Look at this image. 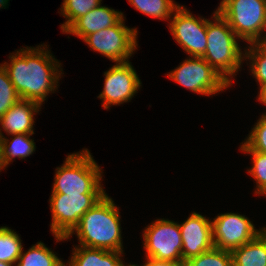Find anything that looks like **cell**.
I'll list each match as a JSON object with an SVG mask.
<instances>
[{"instance_id": "cell-1", "label": "cell", "mask_w": 266, "mask_h": 266, "mask_svg": "<svg viewBox=\"0 0 266 266\" xmlns=\"http://www.w3.org/2000/svg\"><path fill=\"white\" fill-rule=\"evenodd\" d=\"M45 46L22 48L9 56L11 63L3 64L20 99L40 105L57 89L62 74V68L58 70L61 67L59 61Z\"/></svg>"}, {"instance_id": "cell-2", "label": "cell", "mask_w": 266, "mask_h": 266, "mask_svg": "<svg viewBox=\"0 0 266 266\" xmlns=\"http://www.w3.org/2000/svg\"><path fill=\"white\" fill-rule=\"evenodd\" d=\"M119 207L107 194L80 218L73 233L78 237L79 246L123 252Z\"/></svg>"}, {"instance_id": "cell-3", "label": "cell", "mask_w": 266, "mask_h": 266, "mask_svg": "<svg viewBox=\"0 0 266 266\" xmlns=\"http://www.w3.org/2000/svg\"><path fill=\"white\" fill-rule=\"evenodd\" d=\"M213 18L214 22L207 19V46L202 57L232 85L231 78L241 68L244 53L236 41L239 38L217 10Z\"/></svg>"}, {"instance_id": "cell-4", "label": "cell", "mask_w": 266, "mask_h": 266, "mask_svg": "<svg viewBox=\"0 0 266 266\" xmlns=\"http://www.w3.org/2000/svg\"><path fill=\"white\" fill-rule=\"evenodd\" d=\"M102 173L88 149L70 154L56 169L52 193L106 194L101 185Z\"/></svg>"}, {"instance_id": "cell-5", "label": "cell", "mask_w": 266, "mask_h": 266, "mask_svg": "<svg viewBox=\"0 0 266 266\" xmlns=\"http://www.w3.org/2000/svg\"><path fill=\"white\" fill-rule=\"evenodd\" d=\"M217 11L239 39L266 40V0H222Z\"/></svg>"}, {"instance_id": "cell-6", "label": "cell", "mask_w": 266, "mask_h": 266, "mask_svg": "<svg viewBox=\"0 0 266 266\" xmlns=\"http://www.w3.org/2000/svg\"><path fill=\"white\" fill-rule=\"evenodd\" d=\"M106 194H74L52 193L49 199L52 212L51 232L57 242L66 237L78 225L80 218Z\"/></svg>"}, {"instance_id": "cell-7", "label": "cell", "mask_w": 266, "mask_h": 266, "mask_svg": "<svg viewBox=\"0 0 266 266\" xmlns=\"http://www.w3.org/2000/svg\"><path fill=\"white\" fill-rule=\"evenodd\" d=\"M167 77L188 90L205 96L215 95L230 86L203 57L184 60Z\"/></svg>"}, {"instance_id": "cell-8", "label": "cell", "mask_w": 266, "mask_h": 266, "mask_svg": "<svg viewBox=\"0 0 266 266\" xmlns=\"http://www.w3.org/2000/svg\"><path fill=\"white\" fill-rule=\"evenodd\" d=\"M125 17L116 25L88 35L83 41L93 50L116 63L129 62V58L137 49L136 28L125 26Z\"/></svg>"}, {"instance_id": "cell-9", "label": "cell", "mask_w": 266, "mask_h": 266, "mask_svg": "<svg viewBox=\"0 0 266 266\" xmlns=\"http://www.w3.org/2000/svg\"><path fill=\"white\" fill-rule=\"evenodd\" d=\"M146 257L182 263V235L179 224L157 219L143 231Z\"/></svg>"}, {"instance_id": "cell-10", "label": "cell", "mask_w": 266, "mask_h": 266, "mask_svg": "<svg viewBox=\"0 0 266 266\" xmlns=\"http://www.w3.org/2000/svg\"><path fill=\"white\" fill-rule=\"evenodd\" d=\"M174 12L169 24L173 38L190 57H202L207 46V19L196 18L180 5Z\"/></svg>"}, {"instance_id": "cell-11", "label": "cell", "mask_w": 266, "mask_h": 266, "mask_svg": "<svg viewBox=\"0 0 266 266\" xmlns=\"http://www.w3.org/2000/svg\"><path fill=\"white\" fill-rule=\"evenodd\" d=\"M211 224L214 247L230 252L254 239L264 229H255L247 217L231 212L218 215Z\"/></svg>"}, {"instance_id": "cell-12", "label": "cell", "mask_w": 266, "mask_h": 266, "mask_svg": "<svg viewBox=\"0 0 266 266\" xmlns=\"http://www.w3.org/2000/svg\"><path fill=\"white\" fill-rule=\"evenodd\" d=\"M130 63H116L104 72V88L98 96L103 101V108L129 102L141 87V81Z\"/></svg>"}, {"instance_id": "cell-13", "label": "cell", "mask_w": 266, "mask_h": 266, "mask_svg": "<svg viewBox=\"0 0 266 266\" xmlns=\"http://www.w3.org/2000/svg\"><path fill=\"white\" fill-rule=\"evenodd\" d=\"M182 263L214 247L211 220L193 212L182 224Z\"/></svg>"}, {"instance_id": "cell-14", "label": "cell", "mask_w": 266, "mask_h": 266, "mask_svg": "<svg viewBox=\"0 0 266 266\" xmlns=\"http://www.w3.org/2000/svg\"><path fill=\"white\" fill-rule=\"evenodd\" d=\"M123 17L121 11L100 5L78 18L64 33L76 35L84 40L92 33L116 25Z\"/></svg>"}, {"instance_id": "cell-15", "label": "cell", "mask_w": 266, "mask_h": 266, "mask_svg": "<svg viewBox=\"0 0 266 266\" xmlns=\"http://www.w3.org/2000/svg\"><path fill=\"white\" fill-rule=\"evenodd\" d=\"M41 105L25 99L18 100L2 117L0 125L9 134H34V115Z\"/></svg>"}, {"instance_id": "cell-16", "label": "cell", "mask_w": 266, "mask_h": 266, "mask_svg": "<svg viewBox=\"0 0 266 266\" xmlns=\"http://www.w3.org/2000/svg\"><path fill=\"white\" fill-rule=\"evenodd\" d=\"M122 253L78 245L73 248L70 262L65 266H124L120 258Z\"/></svg>"}, {"instance_id": "cell-17", "label": "cell", "mask_w": 266, "mask_h": 266, "mask_svg": "<svg viewBox=\"0 0 266 266\" xmlns=\"http://www.w3.org/2000/svg\"><path fill=\"white\" fill-rule=\"evenodd\" d=\"M231 253L233 266H266V228Z\"/></svg>"}, {"instance_id": "cell-18", "label": "cell", "mask_w": 266, "mask_h": 266, "mask_svg": "<svg viewBox=\"0 0 266 266\" xmlns=\"http://www.w3.org/2000/svg\"><path fill=\"white\" fill-rule=\"evenodd\" d=\"M0 128V136L2 142L3 157L5 167L9 165L15 157L25 159L30 156L36 149L34 140L30 139L33 134H12L14 139L9 142L8 139L2 134Z\"/></svg>"}, {"instance_id": "cell-19", "label": "cell", "mask_w": 266, "mask_h": 266, "mask_svg": "<svg viewBox=\"0 0 266 266\" xmlns=\"http://www.w3.org/2000/svg\"><path fill=\"white\" fill-rule=\"evenodd\" d=\"M22 252L16 266H65L56 254L47 248L43 242L33 245L28 251Z\"/></svg>"}, {"instance_id": "cell-20", "label": "cell", "mask_w": 266, "mask_h": 266, "mask_svg": "<svg viewBox=\"0 0 266 266\" xmlns=\"http://www.w3.org/2000/svg\"><path fill=\"white\" fill-rule=\"evenodd\" d=\"M245 49L244 59H250L253 77L259 83V90L266 86V40L249 44Z\"/></svg>"}, {"instance_id": "cell-21", "label": "cell", "mask_w": 266, "mask_h": 266, "mask_svg": "<svg viewBox=\"0 0 266 266\" xmlns=\"http://www.w3.org/2000/svg\"><path fill=\"white\" fill-rule=\"evenodd\" d=\"M129 3L143 14L152 18L168 20L179 6L173 0H128Z\"/></svg>"}, {"instance_id": "cell-22", "label": "cell", "mask_w": 266, "mask_h": 266, "mask_svg": "<svg viewBox=\"0 0 266 266\" xmlns=\"http://www.w3.org/2000/svg\"><path fill=\"white\" fill-rule=\"evenodd\" d=\"M21 239L9 227H0V261L16 264L23 246Z\"/></svg>"}, {"instance_id": "cell-23", "label": "cell", "mask_w": 266, "mask_h": 266, "mask_svg": "<svg viewBox=\"0 0 266 266\" xmlns=\"http://www.w3.org/2000/svg\"><path fill=\"white\" fill-rule=\"evenodd\" d=\"M102 0H63L61 15L66 21L61 25L64 33L78 18L101 5Z\"/></svg>"}, {"instance_id": "cell-24", "label": "cell", "mask_w": 266, "mask_h": 266, "mask_svg": "<svg viewBox=\"0 0 266 266\" xmlns=\"http://www.w3.org/2000/svg\"><path fill=\"white\" fill-rule=\"evenodd\" d=\"M240 150L252 155V168L248 173L255 179L257 188L255 194L266 195V154L252 150L245 142H242Z\"/></svg>"}, {"instance_id": "cell-25", "label": "cell", "mask_w": 266, "mask_h": 266, "mask_svg": "<svg viewBox=\"0 0 266 266\" xmlns=\"http://www.w3.org/2000/svg\"><path fill=\"white\" fill-rule=\"evenodd\" d=\"M185 266H233V257L230 251L216 247L192 257L184 262Z\"/></svg>"}, {"instance_id": "cell-26", "label": "cell", "mask_w": 266, "mask_h": 266, "mask_svg": "<svg viewBox=\"0 0 266 266\" xmlns=\"http://www.w3.org/2000/svg\"><path fill=\"white\" fill-rule=\"evenodd\" d=\"M20 100L6 68L0 64V117Z\"/></svg>"}, {"instance_id": "cell-27", "label": "cell", "mask_w": 266, "mask_h": 266, "mask_svg": "<svg viewBox=\"0 0 266 266\" xmlns=\"http://www.w3.org/2000/svg\"><path fill=\"white\" fill-rule=\"evenodd\" d=\"M252 150L266 154V114H262L244 141Z\"/></svg>"}, {"instance_id": "cell-28", "label": "cell", "mask_w": 266, "mask_h": 266, "mask_svg": "<svg viewBox=\"0 0 266 266\" xmlns=\"http://www.w3.org/2000/svg\"><path fill=\"white\" fill-rule=\"evenodd\" d=\"M146 263L142 266H185L184 263H175L172 261L156 260L150 257H146Z\"/></svg>"}, {"instance_id": "cell-29", "label": "cell", "mask_w": 266, "mask_h": 266, "mask_svg": "<svg viewBox=\"0 0 266 266\" xmlns=\"http://www.w3.org/2000/svg\"><path fill=\"white\" fill-rule=\"evenodd\" d=\"M258 101H260L262 104L266 105V86L263 87L260 91H259V95L257 97Z\"/></svg>"}, {"instance_id": "cell-30", "label": "cell", "mask_w": 266, "mask_h": 266, "mask_svg": "<svg viewBox=\"0 0 266 266\" xmlns=\"http://www.w3.org/2000/svg\"><path fill=\"white\" fill-rule=\"evenodd\" d=\"M1 169H5V162L3 157V150H2V142H1V136H0V172Z\"/></svg>"}, {"instance_id": "cell-31", "label": "cell", "mask_w": 266, "mask_h": 266, "mask_svg": "<svg viewBox=\"0 0 266 266\" xmlns=\"http://www.w3.org/2000/svg\"><path fill=\"white\" fill-rule=\"evenodd\" d=\"M8 1L9 0H0V8L4 7V9H5L6 6L8 5Z\"/></svg>"}, {"instance_id": "cell-32", "label": "cell", "mask_w": 266, "mask_h": 266, "mask_svg": "<svg viewBox=\"0 0 266 266\" xmlns=\"http://www.w3.org/2000/svg\"><path fill=\"white\" fill-rule=\"evenodd\" d=\"M0 266H14V264L0 261Z\"/></svg>"}, {"instance_id": "cell-33", "label": "cell", "mask_w": 266, "mask_h": 266, "mask_svg": "<svg viewBox=\"0 0 266 266\" xmlns=\"http://www.w3.org/2000/svg\"><path fill=\"white\" fill-rule=\"evenodd\" d=\"M124 266H126L125 264H124ZM127 266H137L136 264H128Z\"/></svg>"}]
</instances>
